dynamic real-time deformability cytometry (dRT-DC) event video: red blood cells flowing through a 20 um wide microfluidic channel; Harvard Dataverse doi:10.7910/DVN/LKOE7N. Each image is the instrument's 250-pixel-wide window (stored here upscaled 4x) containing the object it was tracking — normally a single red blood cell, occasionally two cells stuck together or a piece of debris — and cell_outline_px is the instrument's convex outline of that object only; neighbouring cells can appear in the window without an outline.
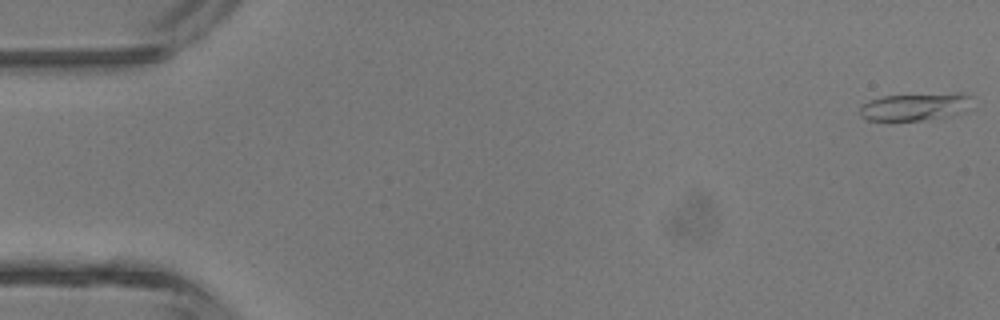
{"species": "common noctule bat (a hibernating species)", "species_latin": "Nyctalus noctula", "temperature_condition": "room temperature", "stored_images_in_passage": 5, "camera_frame_rate_fps": 3000, "um_per_image_px": 0.085, "animal": {"sex": "male", "body_mass_g": 13.3}, "frame": {"image": 1, "passage_image": 1, "time_ms": 0.0, "image_size_px": [1000, 320], "cell_outline_px": [[968, 96], [944, 116], [920, 120], [868, 120], [860, 116], [860, 108], [868, 100], [880, 96], [956, 92], [960, 92]], "centroid_in_image_um": [77.43, 9.04], "position_along_channel_um": 7.6, "area_um2": 16.53}}
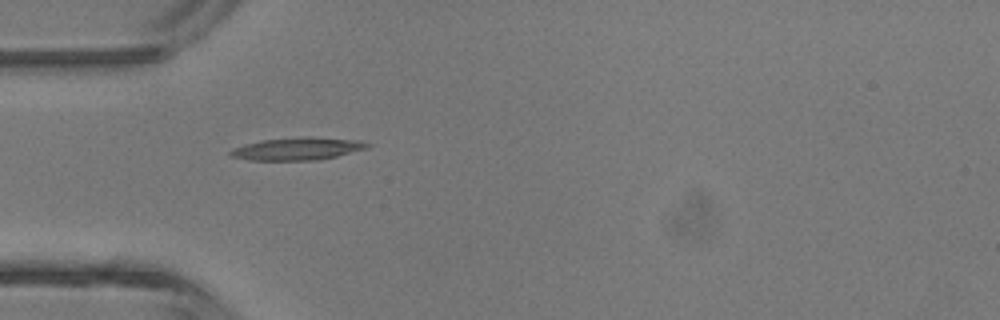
{"frame": {"image": 2, "passage_image": 4, "time_ms": 4.333, "image_size_px": [1000, 320], "cell_outline_px": [[372, 144], [368, 148], [320, 160], [248, 160], [232, 156], [228, 152], [232, 148], [244, 144], [260, 140], [304, 136], [312, 136], [360, 140]], "centroid_in_image_um": [25.3, 12.63], "position_along_channel_um": 59.7, "area_um2": 18.26}}
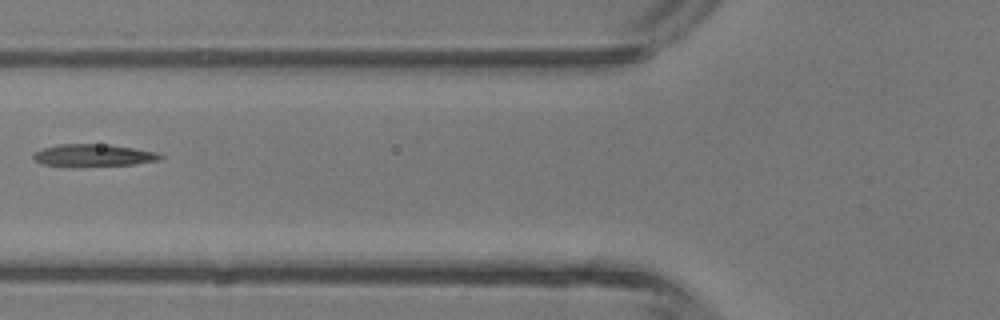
{"frame": {"image": 3, "passage_image": 5, "time_ms": 5.667, "image_size_px": [1000, 320], "cell_outline_px": [[164, 156], [160, 160], [136, 164], [76, 168], [64, 168], [40, 164], [32, 156], [32, 152], [40, 148], [56, 144], [108, 144], [156, 152]], "centroid_in_image_um": [7.83, 13.23], "position_along_channel_um": 118.0, "area_um2": 17.34}}